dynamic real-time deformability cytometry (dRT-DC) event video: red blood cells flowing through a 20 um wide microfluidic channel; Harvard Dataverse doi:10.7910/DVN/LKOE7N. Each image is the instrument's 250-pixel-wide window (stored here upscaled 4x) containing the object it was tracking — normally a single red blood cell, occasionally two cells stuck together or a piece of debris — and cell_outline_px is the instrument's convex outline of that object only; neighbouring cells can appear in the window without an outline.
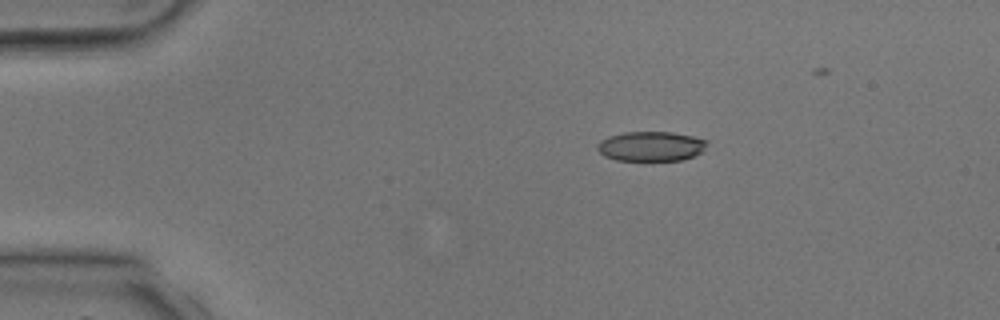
{"species": "common noctule bat (a hibernating species)", "species_latin": "Nyctalus noctula", "temperature_condition": "room temperature", "stored_images_in_passage": 3, "camera_frame_rate_fps": 3000, "um_per_image_px": 0.085, "animal": {"sex": "male", "body_mass_g": 17.9, "forearm_length_mm": 54.2}, "frame": {"image": 1, "passage_image": 1, "time_ms": 0.0, "image_size_px": [1000, 320], "cell_outline_px": [[708, 144], [704, 152], [696, 156], [680, 160], [616, 160], [604, 156], [596, 148], [596, 144], [600, 140], [608, 136], [624, 132], [672, 132], [692, 136], [708, 140]], "centroid_in_image_um": [55.35, 12.43], "position_along_channel_um": 29.6, "area_um2": 19.25}}